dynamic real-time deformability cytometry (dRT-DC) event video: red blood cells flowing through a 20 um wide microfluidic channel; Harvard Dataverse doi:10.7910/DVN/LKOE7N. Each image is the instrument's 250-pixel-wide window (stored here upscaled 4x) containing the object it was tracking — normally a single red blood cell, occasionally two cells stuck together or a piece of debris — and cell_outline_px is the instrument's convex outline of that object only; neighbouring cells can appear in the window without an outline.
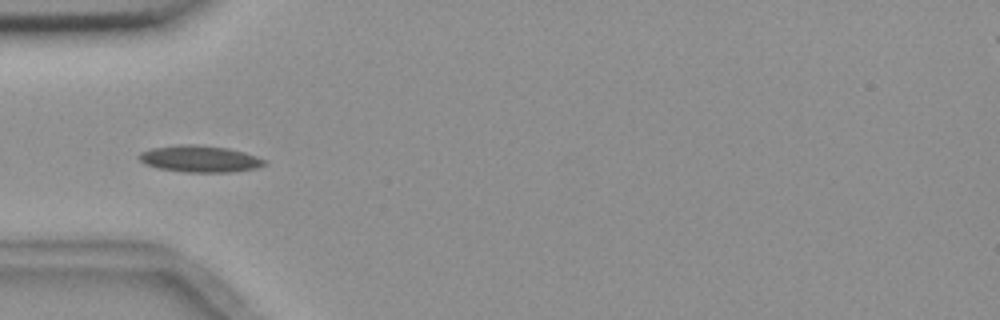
{"species": "common noctule bat (a hibernating species)", "species_latin": "Nyctalus noctula", "temperature_condition": "room temperature", "stored_images_in_passage": 3, "camera_frame_rate_fps": 3000, "um_per_image_px": 0.085, "animal": {"sex": "female", "body_mass_g": 18.4}, "frame": {"image": 1, "passage_image": 1, "time_ms": 0.0, "image_size_px": [1000, 320], "cell_outline_px": [[268, 164], [256, 168], [232, 172], [184, 172], [156, 168], [144, 164], [136, 156], [140, 152], [152, 148], [180, 144], [196, 144], [228, 148], [244, 152], [268, 160]], "centroid_in_image_um": [16.98, 13.5], "position_along_channel_um": 68.0, "area_um2": 19.77}}
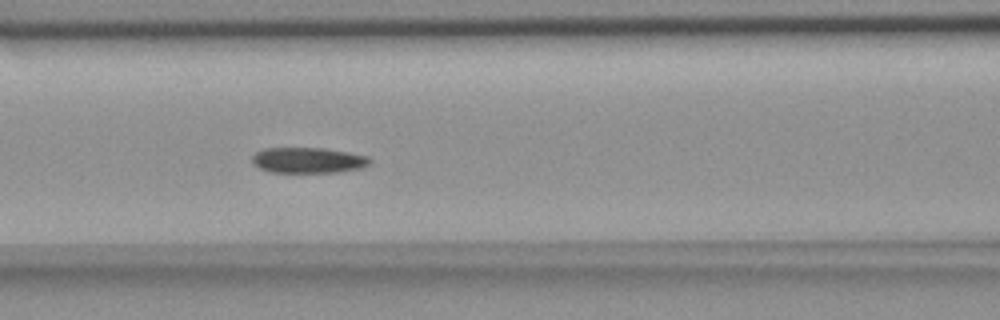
{"frame": {"image": 2, "passage_image": 3, "time_ms": 2.0, "image_size_px": [1000, 320], "cell_outline_px": [[372, 160], [368, 164], [360, 168], [336, 172], [268, 172], [252, 164], [252, 156], [256, 152], [264, 148], [324, 148], [348, 152], [368, 156]], "centroid_in_image_um": [26.16, 13.61], "position_along_channel_um": 140.4, "area_um2": 17.57}}